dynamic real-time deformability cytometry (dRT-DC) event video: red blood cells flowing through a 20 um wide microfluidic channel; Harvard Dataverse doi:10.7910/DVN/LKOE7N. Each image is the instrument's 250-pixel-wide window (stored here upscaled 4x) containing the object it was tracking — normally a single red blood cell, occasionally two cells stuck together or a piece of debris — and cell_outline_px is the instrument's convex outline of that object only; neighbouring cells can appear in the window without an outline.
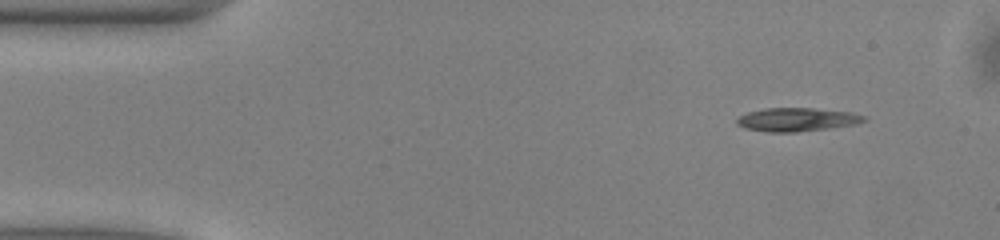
{"species": "common noctule bat (a hibernating species)", "species_latin": "Nyctalus noctula", "temperature_condition": "warm", "stored_images_in_passage": 46, "camera_frame_rate_fps": 3000, "um_per_image_px": 0.085, "animal": {"sex": "male", "body_mass_g": 13.0, "forearm_length_mm": 53.1}, "frame": {"image": 1, "passage_image": 1, "time_ms": 0.0, "image_size_px": [1000, 240], "cell_outline_px": [[868, 120], [856, 124], [828, 128], [796, 132], [768, 132], [744, 128], [736, 124], [736, 120], [740, 116], [748, 112], [764, 108], [812, 108], [852, 112], [864, 116]], "centroid_in_image_um": [67.73, 10.16], "position_along_channel_um": 17.3, "area_um2": 17.4}}
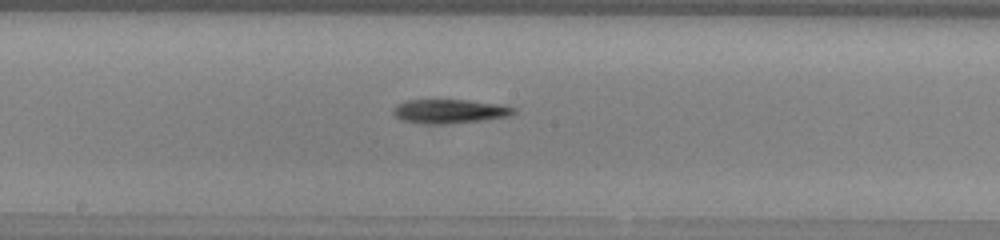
{"frame": {"image": 2, "passage_image": 22, "time_ms": 7.0, "image_size_px": [1000, 240], "cell_outline_px": [[516, 112], [512, 116], [480, 120], [444, 124], [416, 124], [400, 120], [392, 112], [392, 108], [396, 104], [408, 100], [468, 100], [504, 104], [516, 108]], "centroid_in_image_um": [38.21, 9.46], "position_along_channel_um": 210.0, "area_um2": 17.22}}
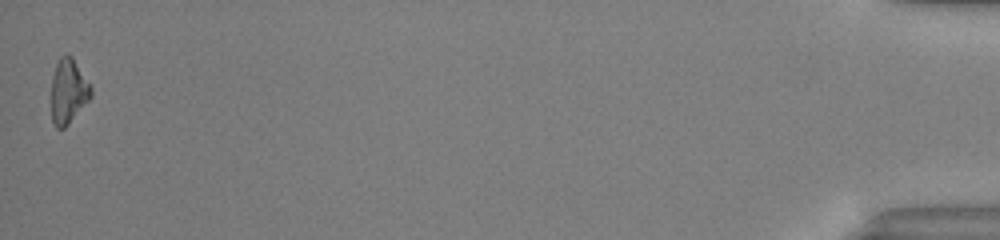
{"frame": {"image": 3, "passage_image": 46, "time_ms": 15.0, "image_size_px": [1000, 240], "cell_outline_px": [[92, 96], [68, 124], [64, 128], [56, 128], [52, 120], [52, 76], [56, 64], [60, 56], [68, 52], [72, 56], [92, 88]], "centroid_in_image_um": [5.81, 7.72], "position_along_channel_um": 429.4, "area_um2": 14.85}, "authors_computed_cell_mechanics": {"area_um2": 16.1551, "velocity_mm_per_s": 4.0538, "shape_relaxation_time_tau1_ms": 5.2986, "shape_relaxation_time_tau2_ms": null, "deformation_change_tau1": 0.183, "deformation_change_tau2": null}}